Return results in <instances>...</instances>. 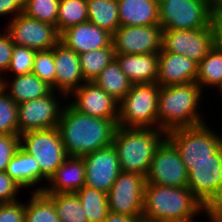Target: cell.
<instances>
[{"instance_id":"obj_1","label":"cell","mask_w":222,"mask_h":222,"mask_svg":"<svg viewBox=\"0 0 222 222\" xmlns=\"http://www.w3.org/2000/svg\"><path fill=\"white\" fill-rule=\"evenodd\" d=\"M117 121L81 113L66 101L57 129L67 155L82 157L112 145Z\"/></svg>"},{"instance_id":"obj_2","label":"cell","mask_w":222,"mask_h":222,"mask_svg":"<svg viewBox=\"0 0 222 222\" xmlns=\"http://www.w3.org/2000/svg\"><path fill=\"white\" fill-rule=\"evenodd\" d=\"M210 218V211L188 187H172L146 183L142 220L173 222L193 220L199 214ZM197 215V216H195Z\"/></svg>"},{"instance_id":"obj_3","label":"cell","mask_w":222,"mask_h":222,"mask_svg":"<svg viewBox=\"0 0 222 222\" xmlns=\"http://www.w3.org/2000/svg\"><path fill=\"white\" fill-rule=\"evenodd\" d=\"M202 93L201 87L196 82L160 86L157 129L167 133L173 129L195 127L207 123L200 114Z\"/></svg>"},{"instance_id":"obj_4","label":"cell","mask_w":222,"mask_h":222,"mask_svg":"<svg viewBox=\"0 0 222 222\" xmlns=\"http://www.w3.org/2000/svg\"><path fill=\"white\" fill-rule=\"evenodd\" d=\"M166 135L157 128L118 126L112 144L118 154L120 170L146 176L155 151Z\"/></svg>"},{"instance_id":"obj_5","label":"cell","mask_w":222,"mask_h":222,"mask_svg":"<svg viewBox=\"0 0 222 222\" xmlns=\"http://www.w3.org/2000/svg\"><path fill=\"white\" fill-rule=\"evenodd\" d=\"M160 86L157 83L132 84L119 102L117 124L127 128H157Z\"/></svg>"},{"instance_id":"obj_6","label":"cell","mask_w":222,"mask_h":222,"mask_svg":"<svg viewBox=\"0 0 222 222\" xmlns=\"http://www.w3.org/2000/svg\"><path fill=\"white\" fill-rule=\"evenodd\" d=\"M207 124L167 132L166 138L176 147L184 164L213 159V154L222 147V136Z\"/></svg>"},{"instance_id":"obj_7","label":"cell","mask_w":222,"mask_h":222,"mask_svg":"<svg viewBox=\"0 0 222 222\" xmlns=\"http://www.w3.org/2000/svg\"><path fill=\"white\" fill-rule=\"evenodd\" d=\"M20 147L31 154L41 170V181L46 182L69 157L57 128L29 131L20 134Z\"/></svg>"},{"instance_id":"obj_8","label":"cell","mask_w":222,"mask_h":222,"mask_svg":"<svg viewBox=\"0 0 222 222\" xmlns=\"http://www.w3.org/2000/svg\"><path fill=\"white\" fill-rule=\"evenodd\" d=\"M211 16L209 0H159V21L163 29L207 28Z\"/></svg>"},{"instance_id":"obj_9","label":"cell","mask_w":222,"mask_h":222,"mask_svg":"<svg viewBox=\"0 0 222 222\" xmlns=\"http://www.w3.org/2000/svg\"><path fill=\"white\" fill-rule=\"evenodd\" d=\"M188 172L187 187L210 211L222 197V147L213 159L184 164Z\"/></svg>"},{"instance_id":"obj_10","label":"cell","mask_w":222,"mask_h":222,"mask_svg":"<svg viewBox=\"0 0 222 222\" xmlns=\"http://www.w3.org/2000/svg\"><path fill=\"white\" fill-rule=\"evenodd\" d=\"M56 92L51 90L43 97L17 104L19 135L29 131L57 128L65 106L62 101H66L67 96ZM60 97L62 101L58 100Z\"/></svg>"},{"instance_id":"obj_11","label":"cell","mask_w":222,"mask_h":222,"mask_svg":"<svg viewBox=\"0 0 222 222\" xmlns=\"http://www.w3.org/2000/svg\"><path fill=\"white\" fill-rule=\"evenodd\" d=\"M145 176L120 172L107 194L109 211L142 218Z\"/></svg>"},{"instance_id":"obj_12","label":"cell","mask_w":222,"mask_h":222,"mask_svg":"<svg viewBox=\"0 0 222 222\" xmlns=\"http://www.w3.org/2000/svg\"><path fill=\"white\" fill-rule=\"evenodd\" d=\"M14 45L26 46L36 51L50 50L60 42L56 26L19 14L5 24Z\"/></svg>"},{"instance_id":"obj_13","label":"cell","mask_w":222,"mask_h":222,"mask_svg":"<svg viewBox=\"0 0 222 222\" xmlns=\"http://www.w3.org/2000/svg\"><path fill=\"white\" fill-rule=\"evenodd\" d=\"M145 178L146 183L149 184L187 187L188 172L186 166L176 147L167 138L155 151Z\"/></svg>"},{"instance_id":"obj_14","label":"cell","mask_w":222,"mask_h":222,"mask_svg":"<svg viewBox=\"0 0 222 222\" xmlns=\"http://www.w3.org/2000/svg\"><path fill=\"white\" fill-rule=\"evenodd\" d=\"M212 48L211 26L192 30L163 29L161 52L184 55L199 63Z\"/></svg>"},{"instance_id":"obj_15","label":"cell","mask_w":222,"mask_h":222,"mask_svg":"<svg viewBox=\"0 0 222 222\" xmlns=\"http://www.w3.org/2000/svg\"><path fill=\"white\" fill-rule=\"evenodd\" d=\"M162 32L160 25L120 26L112 38L115 54H159Z\"/></svg>"},{"instance_id":"obj_16","label":"cell","mask_w":222,"mask_h":222,"mask_svg":"<svg viewBox=\"0 0 222 222\" xmlns=\"http://www.w3.org/2000/svg\"><path fill=\"white\" fill-rule=\"evenodd\" d=\"M82 158L85 163V186L108 194L121 172L116 148L112 144Z\"/></svg>"},{"instance_id":"obj_17","label":"cell","mask_w":222,"mask_h":222,"mask_svg":"<svg viewBox=\"0 0 222 222\" xmlns=\"http://www.w3.org/2000/svg\"><path fill=\"white\" fill-rule=\"evenodd\" d=\"M67 98L73 99H67V102L81 113L102 119H118L119 102L93 81L84 82Z\"/></svg>"},{"instance_id":"obj_18","label":"cell","mask_w":222,"mask_h":222,"mask_svg":"<svg viewBox=\"0 0 222 222\" xmlns=\"http://www.w3.org/2000/svg\"><path fill=\"white\" fill-rule=\"evenodd\" d=\"M112 38L111 33L90 21L69 27L60 34V42L78 55L113 45Z\"/></svg>"},{"instance_id":"obj_19","label":"cell","mask_w":222,"mask_h":222,"mask_svg":"<svg viewBox=\"0 0 222 222\" xmlns=\"http://www.w3.org/2000/svg\"><path fill=\"white\" fill-rule=\"evenodd\" d=\"M54 62L55 91L68 97L86 82L82 76L79 55L61 42L54 47Z\"/></svg>"},{"instance_id":"obj_20","label":"cell","mask_w":222,"mask_h":222,"mask_svg":"<svg viewBox=\"0 0 222 222\" xmlns=\"http://www.w3.org/2000/svg\"><path fill=\"white\" fill-rule=\"evenodd\" d=\"M198 63L184 55L171 52L159 53L158 78L159 86L183 85L196 82Z\"/></svg>"},{"instance_id":"obj_21","label":"cell","mask_w":222,"mask_h":222,"mask_svg":"<svg viewBox=\"0 0 222 222\" xmlns=\"http://www.w3.org/2000/svg\"><path fill=\"white\" fill-rule=\"evenodd\" d=\"M34 189L44 193H76L85 186V163L82 157H68L47 182ZM49 186V187H48Z\"/></svg>"},{"instance_id":"obj_22","label":"cell","mask_w":222,"mask_h":222,"mask_svg":"<svg viewBox=\"0 0 222 222\" xmlns=\"http://www.w3.org/2000/svg\"><path fill=\"white\" fill-rule=\"evenodd\" d=\"M115 60L132 84L156 83L159 54H115Z\"/></svg>"},{"instance_id":"obj_23","label":"cell","mask_w":222,"mask_h":222,"mask_svg":"<svg viewBox=\"0 0 222 222\" xmlns=\"http://www.w3.org/2000/svg\"><path fill=\"white\" fill-rule=\"evenodd\" d=\"M120 26L160 25L159 0H118Z\"/></svg>"},{"instance_id":"obj_24","label":"cell","mask_w":222,"mask_h":222,"mask_svg":"<svg viewBox=\"0 0 222 222\" xmlns=\"http://www.w3.org/2000/svg\"><path fill=\"white\" fill-rule=\"evenodd\" d=\"M5 78H0V86L17 104L43 97L52 90L34 73Z\"/></svg>"},{"instance_id":"obj_25","label":"cell","mask_w":222,"mask_h":222,"mask_svg":"<svg viewBox=\"0 0 222 222\" xmlns=\"http://www.w3.org/2000/svg\"><path fill=\"white\" fill-rule=\"evenodd\" d=\"M20 186L27 189L38 185L41 182V170L35 158L18 148L11 158L5 171Z\"/></svg>"},{"instance_id":"obj_26","label":"cell","mask_w":222,"mask_h":222,"mask_svg":"<svg viewBox=\"0 0 222 222\" xmlns=\"http://www.w3.org/2000/svg\"><path fill=\"white\" fill-rule=\"evenodd\" d=\"M93 82L117 102H120L132 87V83L115 59L101 71Z\"/></svg>"},{"instance_id":"obj_27","label":"cell","mask_w":222,"mask_h":222,"mask_svg":"<svg viewBox=\"0 0 222 222\" xmlns=\"http://www.w3.org/2000/svg\"><path fill=\"white\" fill-rule=\"evenodd\" d=\"M88 21L111 33L120 27L118 0H86Z\"/></svg>"},{"instance_id":"obj_28","label":"cell","mask_w":222,"mask_h":222,"mask_svg":"<svg viewBox=\"0 0 222 222\" xmlns=\"http://www.w3.org/2000/svg\"><path fill=\"white\" fill-rule=\"evenodd\" d=\"M196 83L202 91L207 88H219L222 85V53L214 47L198 63Z\"/></svg>"},{"instance_id":"obj_29","label":"cell","mask_w":222,"mask_h":222,"mask_svg":"<svg viewBox=\"0 0 222 222\" xmlns=\"http://www.w3.org/2000/svg\"><path fill=\"white\" fill-rule=\"evenodd\" d=\"M76 194L88 222H103L109 212L107 194L88 186H83Z\"/></svg>"},{"instance_id":"obj_30","label":"cell","mask_w":222,"mask_h":222,"mask_svg":"<svg viewBox=\"0 0 222 222\" xmlns=\"http://www.w3.org/2000/svg\"><path fill=\"white\" fill-rule=\"evenodd\" d=\"M115 59L113 45L79 54L82 76L86 82H92L101 71Z\"/></svg>"},{"instance_id":"obj_31","label":"cell","mask_w":222,"mask_h":222,"mask_svg":"<svg viewBox=\"0 0 222 222\" xmlns=\"http://www.w3.org/2000/svg\"><path fill=\"white\" fill-rule=\"evenodd\" d=\"M53 202L61 222H88L76 193H45Z\"/></svg>"},{"instance_id":"obj_32","label":"cell","mask_w":222,"mask_h":222,"mask_svg":"<svg viewBox=\"0 0 222 222\" xmlns=\"http://www.w3.org/2000/svg\"><path fill=\"white\" fill-rule=\"evenodd\" d=\"M25 203V222H61L52 200L43 192H34Z\"/></svg>"},{"instance_id":"obj_33","label":"cell","mask_w":222,"mask_h":222,"mask_svg":"<svg viewBox=\"0 0 222 222\" xmlns=\"http://www.w3.org/2000/svg\"><path fill=\"white\" fill-rule=\"evenodd\" d=\"M88 21L86 0H60L58 6L57 29L61 34L74 25Z\"/></svg>"},{"instance_id":"obj_34","label":"cell","mask_w":222,"mask_h":222,"mask_svg":"<svg viewBox=\"0 0 222 222\" xmlns=\"http://www.w3.org/2000/svg\"><path fill=\"white\" fill-rule=\"evenodd\" d=\"M60 0H24L23 14L57 27Z\"/></svg>"},{"instance_id":"obj_35","label":"cell","mask_w":222,"mask_h":222,"mask_svg":"<svg viewBox=\"0 0 222 222\" xmlns=\"http://www.w3.org/2000/svg\"><path fill=\"white\" fill-rule=\"evenodd\" d=\"M0 134H19L17 103L0 86Z\"/></svg>"},{"instance_id":"obj_36","label":"cell","mask_w":222,"mask_h":222,"mask_svg":"<svg viewBox=\"0 0 222 222\" xmlns=\"http://www.w3.org/2000/svg\"><path fill=\"white\" fill-rule=\"evenodd\" d=\"M32 73L55 91L54 47L50 50L36 51Z\"/></svg>"},{"instance_id":"obj_37","label":"cell","mask_w":222,"mask_h":222,"mask_svg":"<svg viewBox=\"0 0 222 222\" xmlns=\"http://www.w3.org/2000/svg\"><path fill=\"white\" fill-rule=\"evenodd\" d=\"M35 54L36 50L26 46L14 45L7 73H13V76L32 73Z\"/></svg>"},{"instance_id":"obj_38","label":"cell","mask_w":222,"mask_h":222,"mask_svg":"<svg viewBox=\"0 0 222 222\" xmlns=\"http://www.w3.org/2000/svg\"><path fill=\"white\" fill-rule=\"evenodd\" d=\"M20 147L19 134H0V172L6 171L7 165Z\"/></svg>"},{"instance_id":"obj_39","label":"cell","mask_w":222,"mask_h":222,"mask_svg":"<svg viewBox=\"0 0 222 222\" xmlns=\"http://www.w3.org/2000/svg\"><path fill=\"white\" fill-rule=\"evenodd\" d=\"M21 188L5 171L0 172V204L18 201L16 195Z\"/></svg>"},{"instance_id":"obj_40","label":"cell","mask_w":222,"mask_h":222,"mask_svg":"<svg viewBox=\"0 0 222 222\" xmlns=\"http://www.w3.org/2000/svg\"><path fill=\"white\" fill-rule=\"evenodd\" d=\"M0 222H25V203L18 199L0 204Z\"/></svg>"},{"instance_id":"obj_41","label":"cell","mask_w":222,"mask_h":222,"mask_svg":"<svg viewBox=\"0 0 222 222\" xmlns=\"http://www.w3.org/2000/svg\"><path fill=\"white\" fill-rule=\"evenodd\" d=\"M3 32V34L0 33V78L7 74L14 48V43L11 41L8 32L5 30Z\"/></svg>"},{"instance_id":"obj_42","label":"cell","mask_w":222,"mask_h":222,"mask_svg":"<svg viewBox=\"0 0 222 222\" xmlns=\"http://www.w3.org/2000/svg\"><path fill=\"white\" fill-rule=\"evenodd\" d=\"M23 3L24 0H0V17L10 15L11 21L17 15L23 14Z\"/></svg>"},{"instance_id":"obj_43","label":"cell","mask_w":222,"mask_h":222,"mask_svg":"<svg viewBox=\"0 0 222 222\" xmlns=\"http://www.w3.org/2000/svg\"><path fill=\"white\" fill-rule=\"evenodd\" d=\"M210 26L213 34V47L222 53V14H212Z\"/></svg>"},{"instance_id":"obj_44","label":"cell","mask_w":222,"mask_h":222,"mask_svg":"<svg viewBox=\"0 0 222 222\" xmlns=\"http://www.w3.org/2000/svg\"><path fill=\"white\" fill-rule=\"evenodd\" d=\"M142 218L130 217L127 215H122L118 213L108 212L107 217L103 222H139Z\"/></svg>"},{"instance_id":"obj_45","label":"cell","mask_w":222,"mask_h":222,"mask_svg":"<svg viewBox=\"0 0 222 222\" xmlns=\"http://www.w3.org/2000/svg\"><path fill=\"white\" fill-rule=\"evenodd\" d=\"M222 214V197L219 202L210 210V220L215 221Z\"/></svg>"},{"instance_id":"obj_46","label":"cell","mask_w":222,"mask_h":222,"mask_svg":"<svg viewBox=\"0 0 222 222\" xmlns=\"http://www.w3.org/2000/svg\"><path fill=\"white\" fill-rule=\"evenodd\" d=\"M212 14H222V0H209Z\"/></svg>"},{"instance_id":"obj_47","label":"cell","mask_w":222,"mask_h":222,"mask_svg":"<svg viewBox=\"0 0 222 222\" xmlns=\"http://www.w3.org/2000/svg\"><path fill=\"white\" fill-rule=\"evenodd\" d=\"M215 221L216 222H222V214Z\"/></svg>"},{"instance_id":"obj_48","label":"cell","mask_w":222,"mask_h":222,"mask_svg":"<svg viewBox=\"0 0 222 222\" xmlns=\"http://www.w3.org/2000/svg\"><path fill=\"white\" fill-rule=\"evenodd\" d=\"M195 222V220L173 221V222Z\"/></svg>"},{"instance_id":"obj_49","label":"cell","mask_w":222,"mask_h":222,"mask_svg":"<svg viewBox=\"0 0 222 222\" xmlns=\"http://www.w3.org/2000/svg\"><path fill=\"white\" fill-rule=\"evenodd\" d=\"M219 91V94L222 95V85L219 87V89H217Z\"/></svg>"}]
</instances>
